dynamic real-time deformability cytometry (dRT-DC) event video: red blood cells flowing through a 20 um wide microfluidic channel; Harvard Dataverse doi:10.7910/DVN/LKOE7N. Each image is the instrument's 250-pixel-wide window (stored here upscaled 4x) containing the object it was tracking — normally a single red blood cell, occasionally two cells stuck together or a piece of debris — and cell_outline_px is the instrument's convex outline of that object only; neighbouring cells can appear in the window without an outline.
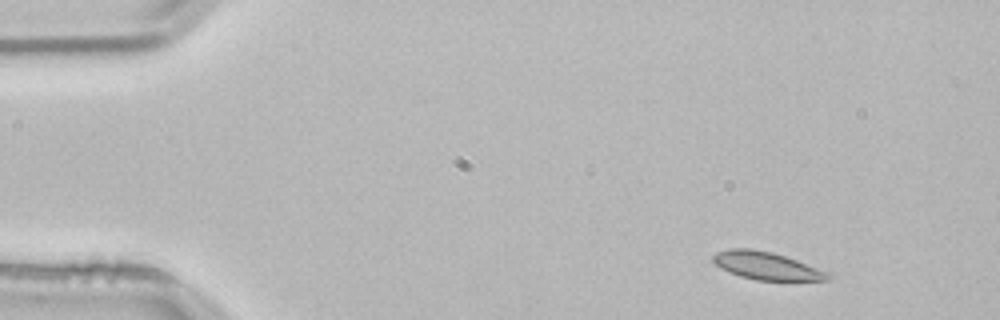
{"species": "common noctule bat (a hibernating species)", "species_latin": "Nyctalus noctula", "temperature_condition": "room temperature", "stored_images_in_passage": 3, "camera_frame_rate_fps": 3000, "um_per_image_px": 0.085, "animal": {"sex": "male", "body_mass_g": 21.5, "forearm_length_mm": 52.0}, "frame": {"image": 1, "passage_image": 1, "time_ms": 0.0, "image_size_px": [1000, 320], "cell_outline_px": [[832, 276], [828, 280], [756, 280], [740, 276], [728, 272], [720, 268], [712, 260], [712, 256], [716, 252], [728, 248], [748, 248], [772, 252], [796, 260], [828, 272]], "centroid_in_image_um": [65.1, 22.59], "position_along_channel_um": 19.9, "area_um2": 18.44}}
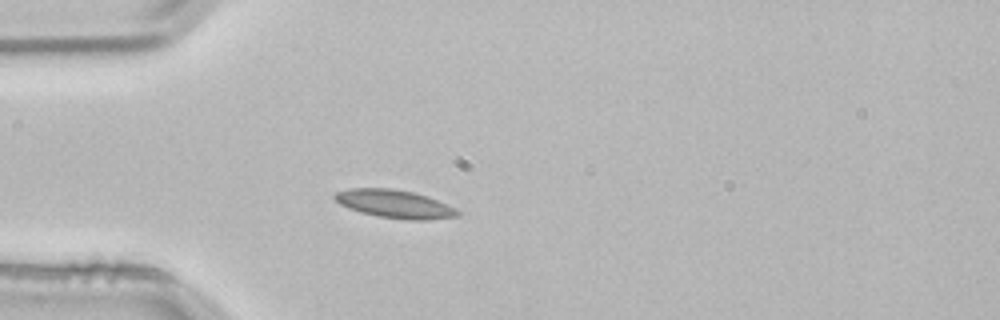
{"frame": {"image": 2, "passage_image": 3, "time_ms": 0.667, "image_size_px": [1000, 320], "cell_outline_px": [[464, 212], [460, 216], [428, 220], [408, 220], [376, 216], [360, 212], [348, 208], [340, 204], [332, 196], [336, 192], [352, 188], [392, 188], [412, 192], [428, 196], [456, 208]], "centroid_in_image_um": [33.59, 17.34], "position_along_channel_um": 51.4, "area_um2": 20.4}}